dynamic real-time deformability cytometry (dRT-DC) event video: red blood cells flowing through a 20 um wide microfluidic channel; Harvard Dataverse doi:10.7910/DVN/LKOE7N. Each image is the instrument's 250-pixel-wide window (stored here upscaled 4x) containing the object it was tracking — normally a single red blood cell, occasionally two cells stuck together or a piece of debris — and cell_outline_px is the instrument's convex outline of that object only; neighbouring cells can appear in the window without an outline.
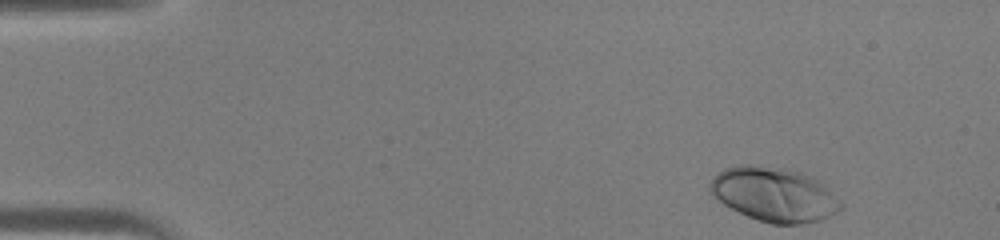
{"species": "human", "species_latin": "Homo sapiens", "temperature_condition": "warm", "stored_images_in_passage": 41, "camera_frame_rate_fps": 3000, "um_per_image_px": 0.085, "donor": {"sex": "male"}, "frame": {"image": 1, "passage_image": 1, "time_ms": 0.0, "image_size_px": [1000, 240], "cell_outline_px": [[844, 208], [820, 220], [800, 224], [772, 224], [748, 216], [724, 204], [708, 192], [708, 184], [724, 168], [740, 164], [752, 164], [780, 168], [800, 172], [812, 176], [820, 180], [844, 204]], "centroid_in_image_um": [65.82, 16.52], "position_along_channel_um": 19.2, "area_um2": 41.38}}
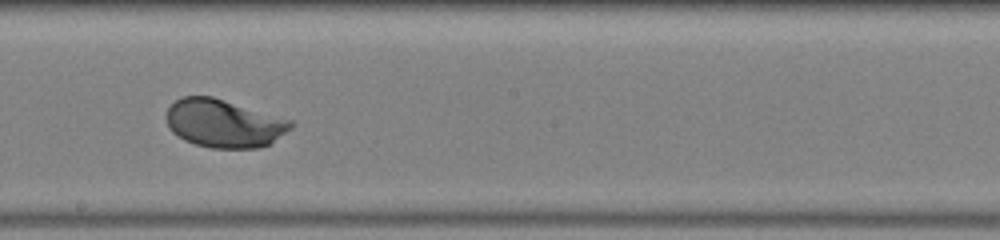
{"frame": {"image": 2, "passage_image": 22, "time_ms": 7.0, "image_size_px": [1000, 240], "cell_outline_px": [[292, 128], [268, 144], [260, 148], [212, 148], [196, 144], [184, 140], [172, 132], [168, 128], [164, 116], [168, 108], [176, 100], [184, 96], [212, 96], [292, 120]], "centroid_in_image_um": [18.99, 10.48], "position_along_channel_um": 229.2, "area_um2": 34.85}}
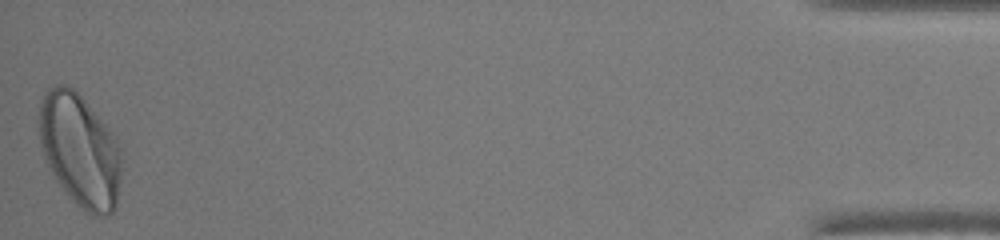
{"frame": {"image": 3, "passage_image": 41, "time_ms": 13.333, "image_size_px": [1000, 240], "cell_outline_px": [[120, 176], [116, 208], [112, 212], [104, 216], [92, 216], [84, 212], [56, 180], [44, 160], [40, 140], [40, 100], [44, 92], [48, 88], [56, 84], [64, 84], [72, 88], [116, 132], [120, 148]], "centroid_in_image_um": [6.81, 12.76], "position_along_channel_um": 428.4, "area_um2": 54.62}}